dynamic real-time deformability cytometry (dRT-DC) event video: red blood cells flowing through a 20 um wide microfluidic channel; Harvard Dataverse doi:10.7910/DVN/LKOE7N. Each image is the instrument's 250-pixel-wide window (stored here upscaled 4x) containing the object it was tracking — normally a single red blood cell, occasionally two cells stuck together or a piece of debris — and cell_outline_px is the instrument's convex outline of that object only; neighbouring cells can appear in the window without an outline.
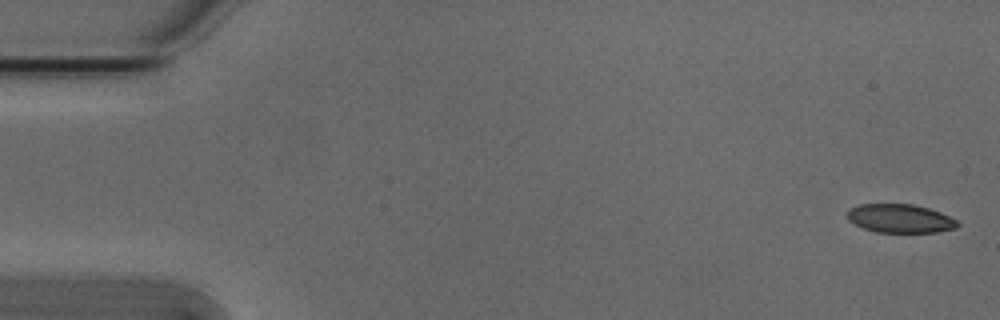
{"species": "Egyptian fruit bat (a non-hibernating species)", "species_latin": "Rousettus aegyptiacus", "temperature_condition": "cold", "stored_images_in_passage": 5, "camera_frame_rate_fps": 3000, "um_per_image_px": 0.085, "animal": {"sex": "male"}, "frame": {"image": 1, "passage_image": 1, "time_ms": 0.0, "image_size_px": [1000, 320], "cell_outline_px": [[960, 224], [956, 228], [936, 232], [876, 232], [864, 228], [848, 220], [848, 212], [852, 208], [860, 204], [912, 204], [928, 208], [940, 212], [956, 220]], "centroid_in_image_um": [76.53, 18.57], "position_along_channel_um": 8.5, "area_um2": 18.15}}
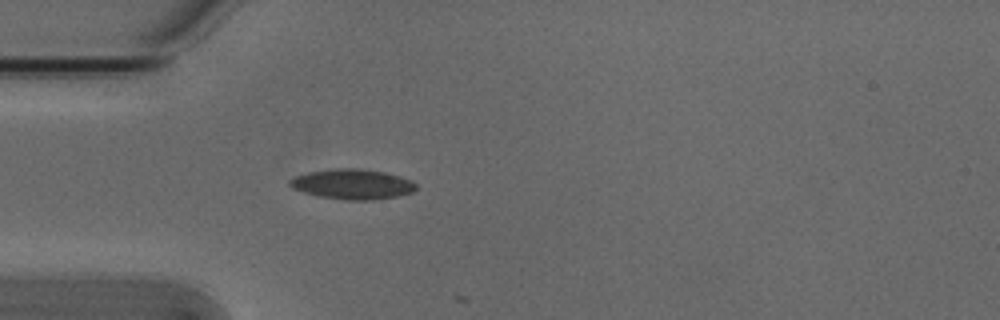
{"frame": {"image": 2, "passage_image": 5, "time_ms": 1.333, "image_size_px": [1000, 320], "cell_outline_px": [[416, 188], [412, 192], [396, 196], [372, 200], [344, 200], [316, 196], [292, 188], [288, 184], [288, 180], [296, 176], [308, 172], [332, 168], [360, 168], [384, 172], [412, 180], [416, 184]], "centroid_in_image_um": [29.92, 15.65], "position_along_channel_um": 55.1, "area_um2": 22.25}}